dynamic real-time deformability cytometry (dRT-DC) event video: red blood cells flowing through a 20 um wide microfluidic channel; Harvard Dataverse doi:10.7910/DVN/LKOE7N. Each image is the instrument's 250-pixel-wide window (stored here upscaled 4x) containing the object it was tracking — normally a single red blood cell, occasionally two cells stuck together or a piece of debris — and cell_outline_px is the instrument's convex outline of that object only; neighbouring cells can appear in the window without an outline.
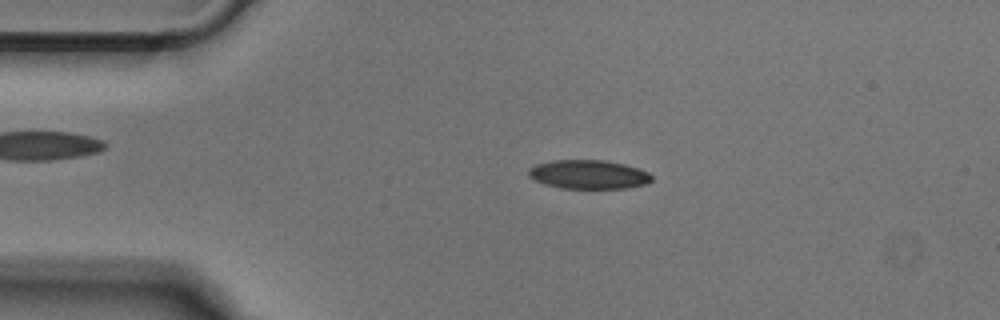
{"species": "Egyptian fruit bat (a non-hibernating species)", "species_latin": "Rousettus aegyptiacus", "temperature_condition": "cold", "stored_images_in_passage": 37, "camera_frame_rate_fps": 3000, "um_per_image_px": 0.085, "animal": {"sex": "male"}, "frame": {"image": 1, "passage_image": 4, "time_ms": 1.0, "image_size_px": [1000, 320], "cell_outline_px": [[652, 180], [648, 184], [624, 188], [560, 188], [544, 184], [528, 176], [528, 168], [536, 164], [552, 160], [604, 160], [624, 164], [648, 172], [652, 176]], "centroid_in_image_um": [50.01, 14.82], "position_along_channel_um": 35.0, "area_um2": 20.75}}
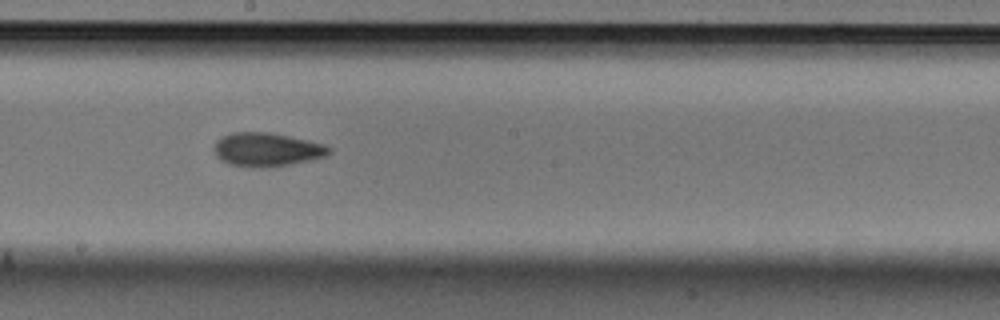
{"frame": {"image": 2, "passage_image": 21, "time_ms": 6.667, "image_size_px": [1000, 320], "cell_outline_px": [[332, 152], [324, 156], [312, 160], [264, 168], [252, 168], [228, 164], [220, 160], [216, 156], [212, 148], [216, 140], [220, 136], [232, 132], [268, 132], [308, 140], [324, 144], [332, 148]], "centroid_in_image_um": [22.63, 12.71], "position_along_channel_um": 225.6, "area_um2": 22.89}}
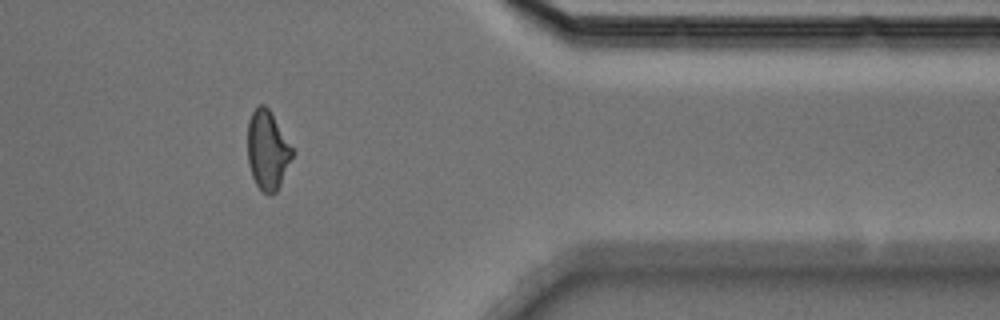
{"frame": {"image": 3, "passage_image": 35, "time_ms": 11.333, "image_size_px": [1000, 320], "cell_outline_px": [[296, 152], [276, 192], [268, 196], [256, 184], [252, 176], [248, 164], [248, 120], [252, 112], [260, 104], [264, 104], [268, 108]], "centroid_in_image_um": [22.76, 12.78], "position_along_channel_um": 388.6, "area_um2": 20.69}}